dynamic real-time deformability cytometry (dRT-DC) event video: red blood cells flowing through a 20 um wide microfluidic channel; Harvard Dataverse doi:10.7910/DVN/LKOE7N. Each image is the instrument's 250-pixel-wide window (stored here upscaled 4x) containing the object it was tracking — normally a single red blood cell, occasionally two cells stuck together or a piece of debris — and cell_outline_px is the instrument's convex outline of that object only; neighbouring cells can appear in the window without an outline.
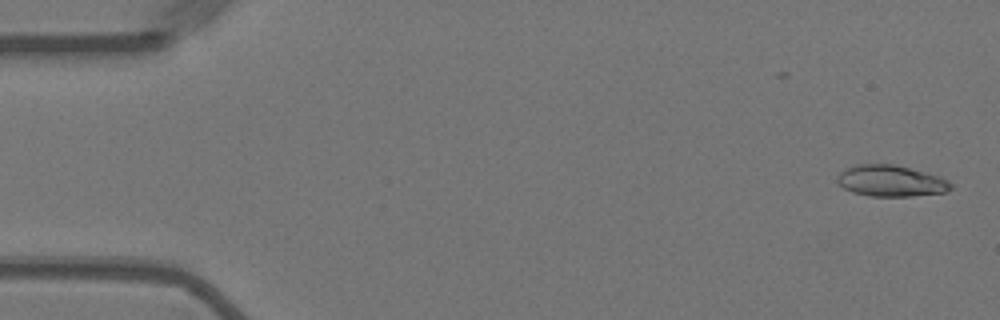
{"species": "Egyptian fruit bat (a non-hibernating species)", "species_latin": "Rousettus aegyptiacus", "temperature_condition": "warm", "stored_images_in_passage": 55, "camera_frame_rate_fps": 3000, "um_per_image_px": 0.085, "animal": {"sex": "female"}, "frame": {"image": 1, "passage_image": 1, "time_ms": 0.0, "image_size_px": [1000, 320], "cell_outline_px": [[952, 188], [944, 192], [912, 196], [868, 196], [852, 192], [844, 188], [836, 180], [836, 176], [840, 172], [848, 168], [860, 164], [892, 164], [940, 176], [948, 180], [952, 184]], "centroid_in_image_um": [75.72, 15.38], "position_along_channel_um": 9.3, "area_um2": 20.52}}
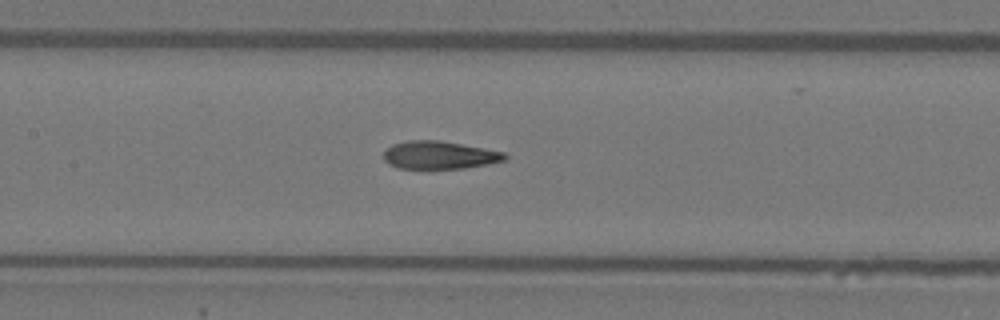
{"frame": {"image": 2, "passage_image": 25, "time_ms": 8.0, "image_size_px": [1000, 320], "cell_outline_px": [[508, 156], [504, 160], [488, 164], [464, 168], [400, 168], [388, 164], [384, 160], [384, 152], [392, 144], [408, 140], [436, 140], [484, 148], [504, 152]], "centroid_in_image_um": [37.34, 13.18], "position_along_channel_um": 170.1, "area_um2": 19.48}}
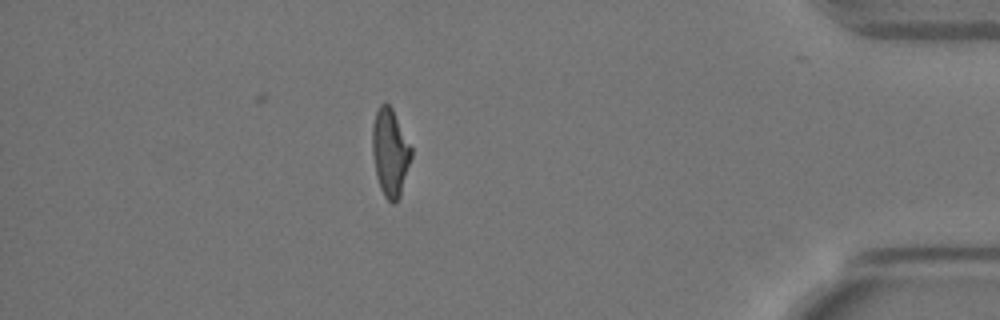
{"frame": {"image": 3, "passage_image": 48, "time_ms": 15.667, "image_size_px": [1000, 320], "cell_outline_px": [[412, 156], [400, 196], [392, 204], [384, 196], [380, 188], [376, 176], [372, 152], [372, 124], [376, 112], [380, 104], [384, 100], [392, 108], [412, 148]], "centroid_in_image_um": [33.15, 12.94], "position_along_channel_um": 402.1, "area_um2": 19.94}, "authors_computed_cell_mechanics": {"area_um2": 20.23, "velocity_mm_per_s": 3.6019, "shape_relaxation_time_tau1_ms": 6.4619, "shape_relaxation_time_tau2_ms": 2.3208, "deformation_change_tau1": 0.2324, "deformation_change_tau2": 0.1145}}